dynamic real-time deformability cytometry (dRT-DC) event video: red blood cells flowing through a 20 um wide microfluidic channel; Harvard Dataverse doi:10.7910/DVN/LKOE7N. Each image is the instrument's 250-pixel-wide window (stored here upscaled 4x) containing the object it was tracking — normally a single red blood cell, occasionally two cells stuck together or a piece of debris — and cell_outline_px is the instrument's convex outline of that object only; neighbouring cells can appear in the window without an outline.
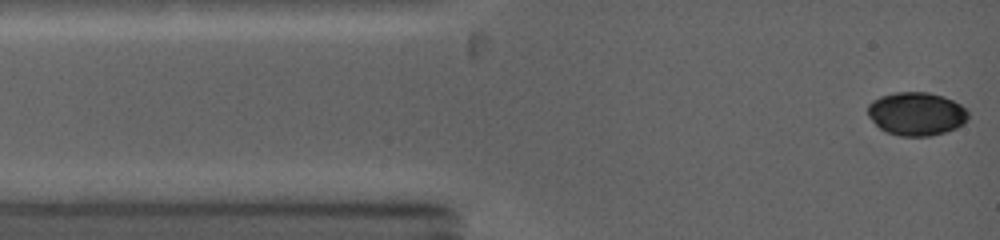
{"species": "common noctule bat (a hibernating species)", "species_latin": "Nyctalus noctula", "temperature_condition": "warm", "stored_images_in_passage": 54, "camera_frame_rate_fps": 5000, "um_per_image_px": 0.085, "animal": {"sex": "female", "body_mass_g": 19.0, "forearm_length_mm": 53.3}, "frame": {"image": 1, "passage_image": 1, "time_ms": 0.0, "image_size_px": [1000, 240], "cell_outline_px": [[968, 120], [964, 124], [956, 128], [932, 136], [900, 136], [888, 132], [880, 128], [868, 116], [868, 104], [872, 100], [880, 96], [896, 92], [928, 92], [944, 96], [960, 104], [968, 112]], "centroid_in_image_um": [77.9, 9.67], "position_along_channel_um": 7.1, "area_um2": 25.43}}
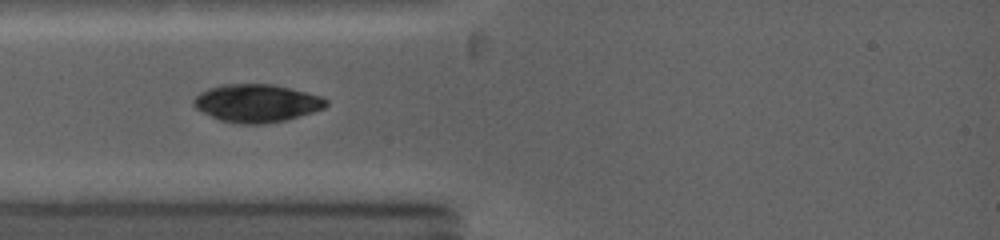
{"frame": {"image": 2, "passage_image": 15, "time_ms": 2.6, "image_size_px": [1000, 240], "cell_outline_px": [[328, 104], [324, 108], [312, 112], [284, 120], [264, 124], [236, 124], [220, 120], [196, 108], [192, 104], [192, 100], [200, 92], [208, 88], [224, 84], [272, 84], [320, 96], [328, 100]], "centroid_in_image_um": [21.79, 8.77], "position_along_channel_um": 63.2, "area_um2": 29.02}}
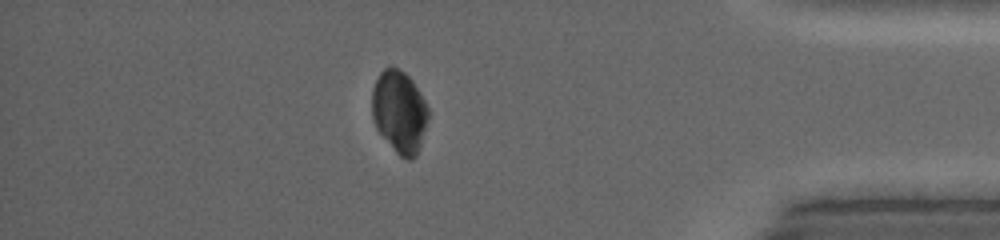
{"frame": {"image": 3, "passage_image": 39, "time_ms": 11.4, "image_size_px": [1000, 240], "cell_outline_px": [[428, 120], [416, 156], [412, 160], [408, 160], [400, 156], [396, 152], [376, 128], [372, 120], [372, 88], [380, 72], [388, 64], [392, 64], [404, 72], [412, 80], [420, 92], [428, 108]], "centroid_in_image_um": [33.93, 9.46], "position_along_channel_um": 401.3, "area_um2": 27.11}, "authors_computed_cell_mechanics": {"area_um2": 28.9, "velocity_mm_per_s": 4.2432, "shape_relaxation_time_tau1_ms": 3.3999, "shape_relaxation_time_tau2_ms": null, "deformation_change_tau1": 0.0724, "deformation_change_tau2": null}}